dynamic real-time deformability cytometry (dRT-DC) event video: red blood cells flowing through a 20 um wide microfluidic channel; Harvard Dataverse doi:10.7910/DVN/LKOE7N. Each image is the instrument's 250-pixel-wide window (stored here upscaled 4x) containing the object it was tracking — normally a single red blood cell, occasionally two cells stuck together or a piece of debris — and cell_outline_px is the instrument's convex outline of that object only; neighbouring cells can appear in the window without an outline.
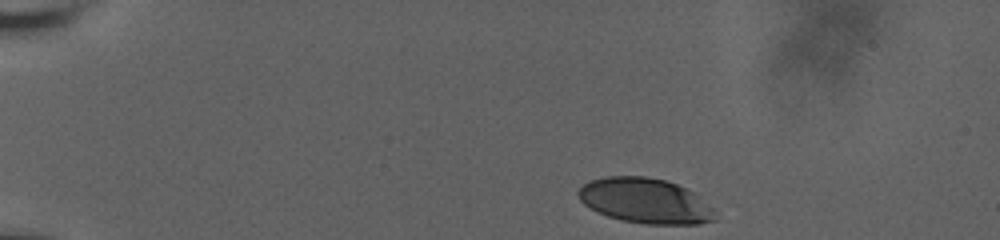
{"species": "human", "species_latin": "Homo sapiens", "temperature_condition": "room temperature", "stored_images_in_passage": 4, "camera_frame_rate_fps": 3000, "um_per_image_px": 0.085, "donor": {"sex": "male"}, "frame": {"image": 1, "passage_image": 1, "time_ms": 0.0, "image_size_px": [1000, 240], "cell_outline_px": [[716, 220], [700, 224], [648, 224], [620, 220], [608, 216], [584, 204], [580, 200], [576, 192], [588, 180], [604, 176], [644, 176], [664, 180], [676, 184], [692, 192], [716, 208]], "centroid_in_image_um": [54.87, 17.07], "position_along_channel_um": 30.1, "area_um2": 36.07}}